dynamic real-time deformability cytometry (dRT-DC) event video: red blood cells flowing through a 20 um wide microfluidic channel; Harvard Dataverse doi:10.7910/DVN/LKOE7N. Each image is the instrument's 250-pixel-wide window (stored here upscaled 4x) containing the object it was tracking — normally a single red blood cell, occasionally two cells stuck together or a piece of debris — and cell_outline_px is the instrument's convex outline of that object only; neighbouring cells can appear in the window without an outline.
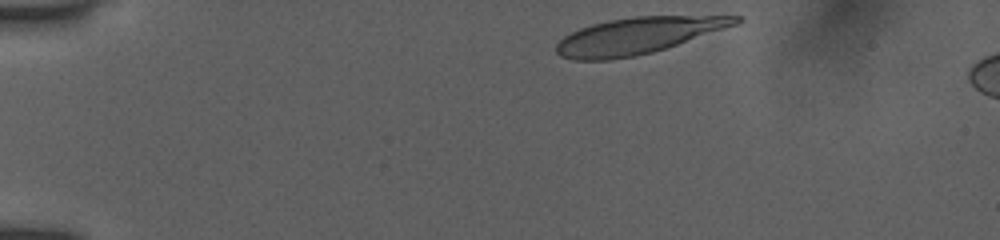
{"species": "human", "species_latin": "Homo sapiens", "temperature_condition": "room temperature", "stored_images_in_passage": 6, "camera_frame_rate_fps": 3000, "um_per_image_px": 0.085, "donor": {"sex": "female"}, "frame": {"image": 1, "passage_image": 1, "time_ms": 0.0, "image_size_px": [1000, 240], "cell_outline_px": [[744, 20], [740, 24], [652, 52], [632, 56], [608, 60], [572, 60], [560, 56], [556, 52], [556, 44], [564, 36], [580, 28], [592, 24], [608, 20], [632, 16], [744, 16]], "centroid_in_image_um": [54.23, 3.02], "position_along_channel_um": 30.8, "area_um2": 37.97}}